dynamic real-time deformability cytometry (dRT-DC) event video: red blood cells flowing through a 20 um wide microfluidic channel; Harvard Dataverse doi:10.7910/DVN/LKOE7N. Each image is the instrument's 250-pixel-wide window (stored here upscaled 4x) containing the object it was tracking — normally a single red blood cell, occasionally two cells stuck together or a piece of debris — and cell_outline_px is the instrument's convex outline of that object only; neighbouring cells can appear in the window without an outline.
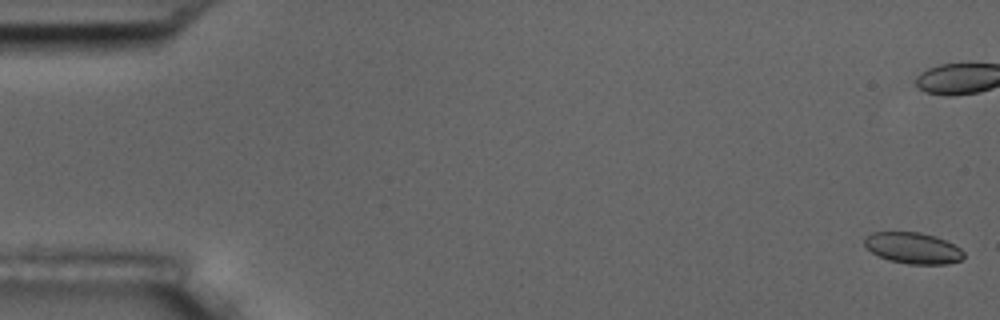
{"species": "common noctule bat (a hibernating species)", "species_latin": "Nyctalus noctula", "temperature_condition": "room temperature", "stored_images_in_passage": 56, "camera_frame_rate_fps": 3000, "um_per_image_px": 0.085, "animal": {"sex": "male", "body_mass_g": 17.5, "forearm_length_mm": 52.3}, "frame": {"image": 1, "passage_image": 1, "time_ms": 0.0, "image_size_px": [1000, 320], "cell_outline_px": [[964, 256], [960, 260], [948, 264], [908, 264], [888, 260], [872, 252], [864, 244], [864, 236], [872, 232], [920, 232], [936, 236], [960, 248], [964, 252]], "centroid_in_image_um": [77.59, 21.08], "position_along_channel_um": 7.4, "area_um2": 18.03}}
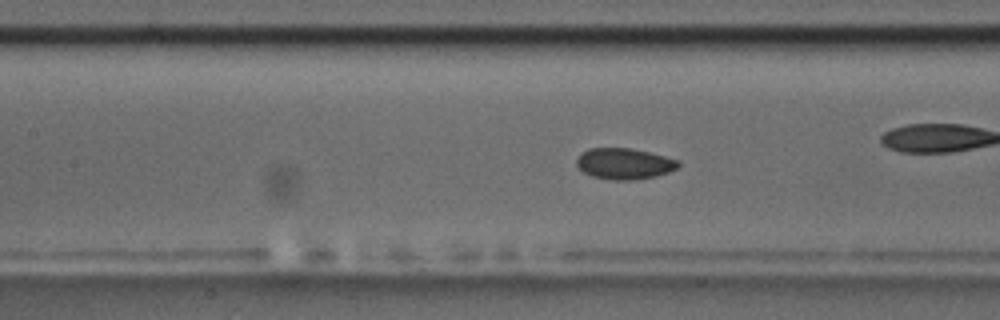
{"frame": {"image": 2, "passage_image": 25, "time_ms": 8.0, "image_size_px": [1000, 320], "cell_outline_px": [[680, 164], [676, 168], [668, 172], [656, 176], [628, 180], [616, 180], [592, 176], [584, 172], [576, 164], [576, 160], [580, 152], [588, 148], [632, 148], [680, 160]], "centroid_in_image_um": [53.05, 13.9], "position_along_channel_um": 154.4, "area_um2": 18.32}, "authors_computed_cell_mechanics": {"area_um2": 18.5538, "velocity_mm_per_s": 3.6807, "shape_relaxation_time_tau1_ms": null, "shape_relaxation_time_tau2_ms": 4.3555, "deformation_change_tau1": null, "deformation_change_tau2": 0.0728}}